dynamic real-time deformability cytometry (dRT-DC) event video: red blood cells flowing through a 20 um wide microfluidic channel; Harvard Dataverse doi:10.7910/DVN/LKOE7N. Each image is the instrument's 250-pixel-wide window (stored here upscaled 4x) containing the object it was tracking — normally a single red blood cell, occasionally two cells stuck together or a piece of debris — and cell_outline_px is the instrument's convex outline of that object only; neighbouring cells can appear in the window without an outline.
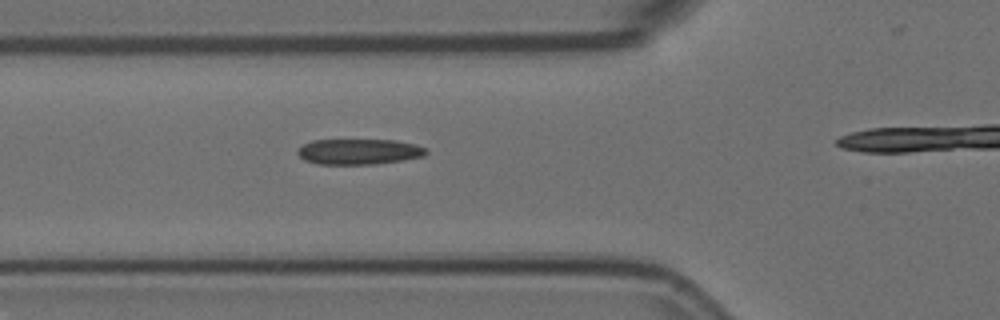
{"species": "Egyptian fruit bat (a non-hibernating species)", "species_latin": "Rousettus aegyptiacus", "temperature_condition": "room temperature", "stored_images_in_passage": 5, "camera_frame_rate_fps": 3000, "um_per_image_px": 0.085, "animal": {"sex": "female"}, "frame": {"image": 1, "passage_image": 4, "time_ms": 1.0, "image_size_px": [1000, 320], "cell_outline_px": [[428, 152], [424, 156], [404, 160], [372, 164], [320, 164], [304, 160], [296, 152], [296, 148], [300, 144], [312, 140], [396, 140], [416, 144], [428, 148]], "centroid_in_image_um": [30.5, 12.88], "position_along_channel_um": 95.3, "area_um2": 19.42}}